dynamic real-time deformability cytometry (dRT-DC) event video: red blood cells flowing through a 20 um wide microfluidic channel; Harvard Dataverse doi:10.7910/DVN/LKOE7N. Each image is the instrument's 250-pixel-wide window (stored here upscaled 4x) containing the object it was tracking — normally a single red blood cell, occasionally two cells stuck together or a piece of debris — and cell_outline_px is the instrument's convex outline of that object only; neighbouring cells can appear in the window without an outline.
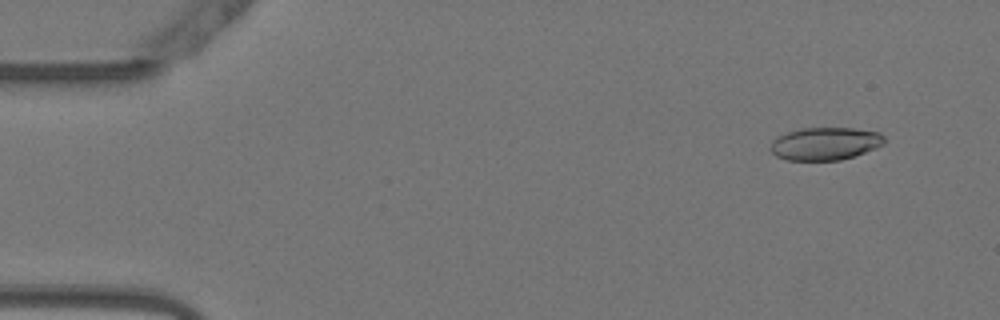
{"species": "Egyptian fruit bat (a non-hibernating species)", "species_latin": "Rousettus aegyptiacus", "temperature_condition": "warm", "stored_images_in_passage": 53, "camera_frame_rate_fps": 3000, "um_per_image_px": 0.085, "animal": {"sex": "female"}, "frame": {"image": 1, "passage_image": 4, "time_ms": 1.0, "image_size_px": [1000, 320], "cell_outline_px": [[884, 144], [876, 148], [840, 160], [788, 160], [776, 156], [768, 148], [772, 140], [776, 136], [788, 132], [804, 128], [852, 128], [880, 132], [884, 136]], "centroid_in_image_um": [70.11, 12.21], "position_along_channel_um": 14.9, "area_um2": 21.73}}
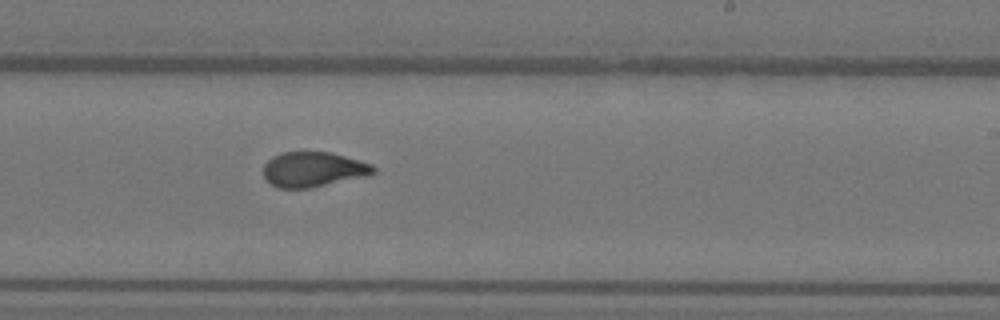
{"frame": {"image": 2, "passage_image": 32, "time_ms": 10.333, "image_size_px": [1000, 320], "cell_outline_px": [[376, 172], [368, 176], [308, 188], [280, 188], [272, 184], [264, 176], [264, 164], [272, 156], [284, 152], [328, 152], [344, 156], [372, 164], [376, 168]], "centroid_in_image_um": [26.65, 14.4], "position_along_channel_um": 262.4, "area_um2": 22.25}}
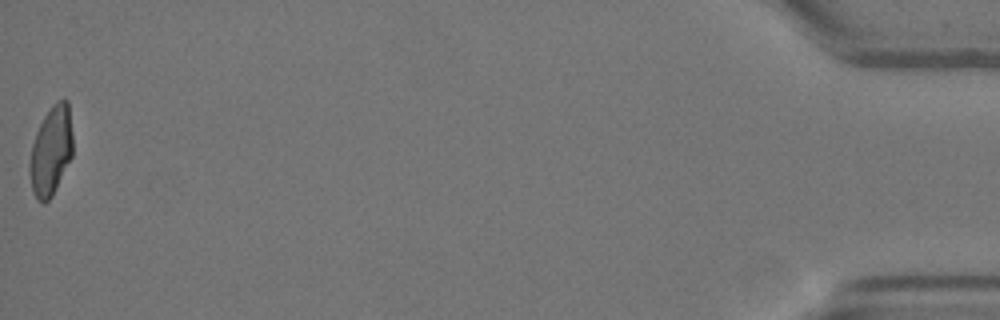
{"frame": {"image": 3, "passage_image": 53, "time_ms": 17.333, "image_size_px": [1000, 320], "cell_outline_px": [[72, 156], [52, 196], [44, 204], [36, 200], [32, 188], [28, 168], [28, 164], [32, 144], [36, 132], [44, 116], [52, 104], [56, 100], [64, 96], [68, 100], [72, 132]], "centroid_in_image_um": [4.33, 12.79], "position_along_channel_um": 430.9, "area_um2": 22.66}, "authors_computed_cell_mechanics": {"area_um2": 22.6576, "velocity_mm_per_s": 3.8062, "shape_relaxation_time_tau1_ms": 7.5224, "shape_relaxation_time_tau2_ms": 1.0508, "deformation_change_tau1": 0.2552, "deformation_change_tau2": 0.0701}}